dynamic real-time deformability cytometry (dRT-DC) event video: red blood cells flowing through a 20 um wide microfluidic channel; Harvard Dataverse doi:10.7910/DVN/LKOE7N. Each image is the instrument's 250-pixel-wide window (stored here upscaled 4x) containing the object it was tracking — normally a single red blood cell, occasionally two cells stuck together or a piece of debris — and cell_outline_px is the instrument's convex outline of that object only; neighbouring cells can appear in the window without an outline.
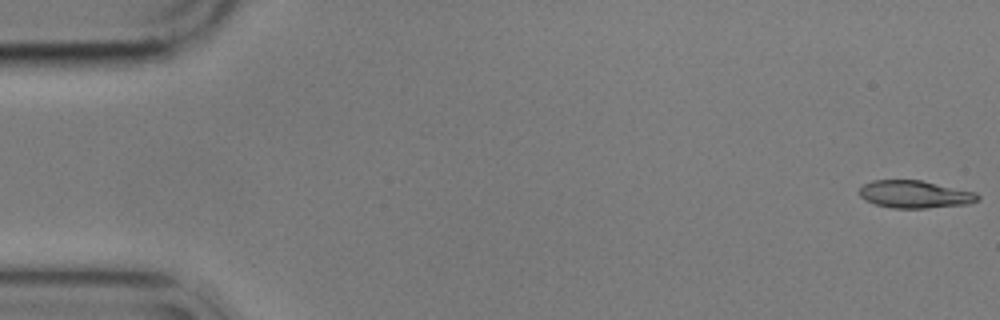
{"species": "common noctule bat (a hibernating species)", "species_latin": "Nyctalus noctula", "temperature_condition": "cold", "stored_images_in_passage": 55, "camera_frame_rate_fps": 3000, "um_per_image_px": 0.085, "animal": {"sex": "male", "body_mass_g": 17.9}, "frame": {"image": 1, "passage_image": 1, "time_ms": 0.0, "image_size_px": [1000, 320], "cell_outline_px": [[976, 200], [952, 204], [912, 208], [908, 208], [880, 204], [864, 196], [860, 192], [868, 184], [880, 180], [916, 180], [964, 192], [976, 196]], "centroid_in_image_um": [77.63, 16.49], "position_along_channel_um": 7.4, "area_um2": 16.18}}
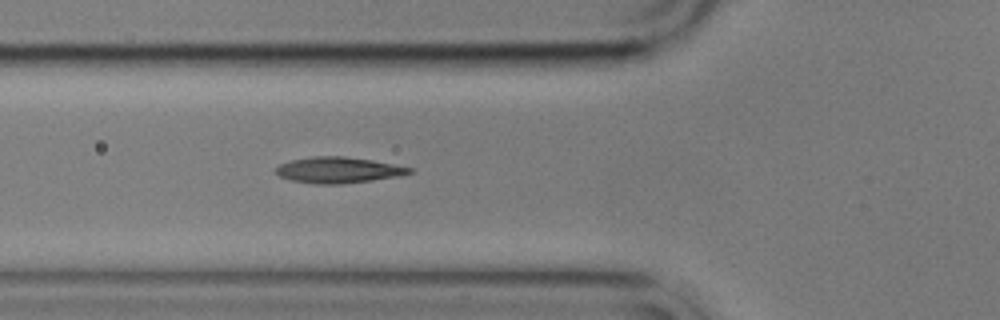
{"frame": {"image": 2, "passage_image": 20, "time_ms": 6.333, "image_size_px": [1000, 320], "cell_outline_px": [[408, 172], [364, 180], [300, 180], [284, 176], [280, 172], [280, 168], [284, 164], [300, 160], [364, 160], [408, 168]], "centroid_in_image_um": [28.8, 14.45], "position_along_channel_um": 97.0, "area_um2": 15.14}}
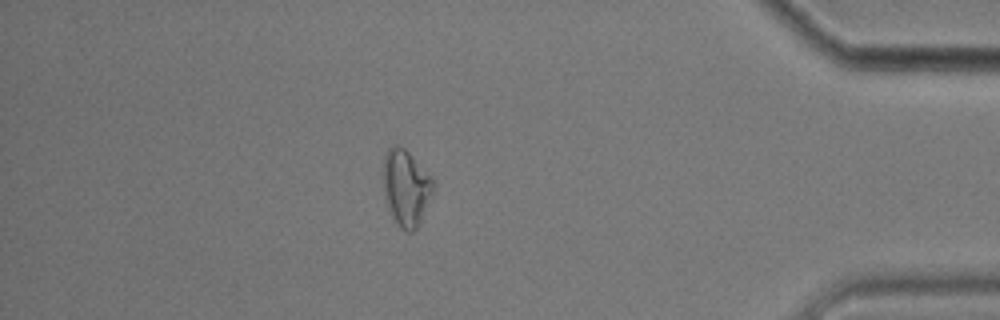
{"frame": {"image": 3, "passage_image": 49, "time_ms": 16.0, "image_size_px": [1000, 320], "cell_outline_px": [[424, 184], [420, 204], [416, 216], [400, 224], [392, 208], [388, 192], [388, 160], [392, 152], [404, 152], [408, 156], [424, 180]], "centroid_in_image_um": [34.36, 15.85], "position_along_channel_um": 400.8, "area_um2": 13.81}, "authors_computed_cell_mechanics": {"area_um2": 15.7794, "velocity_mm_per_s": 3.5383, "shape_relaxation_time_tau1_ms": null, "shape_relaxation_time_tau2_ms": 3.1151, "deformation_change_tau1": null, "deformation_change_tau2": 0.1155}}